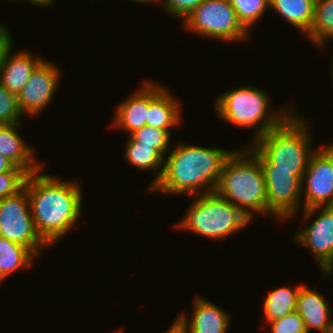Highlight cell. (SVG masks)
I'll return each mask as SVG.
<instances>
[{
    "label": "cell",
    "instance_id": "cell-27",
    "mask_svg": "<svg viewBox=\"0 0 333 333\" xmlns=\"http://www.w3.org/2000/svg\"><path fill=\"white\" fill-rule=\"evenodd\" d=\"M27 176L26 171L0 173V200L19 192L24 187Z\"/></svg>",
    "mask_w": 333,
    "mask_h": 333
},
{
    "label": "cell",
    "instance_id": "cell-30",
    "mask_svg": "<svg viewBox=\"0 0 333 333\" xmlns=\"http://www.w3.org/2000/svg\"><path fill=\"white\" fill-rule=\"evenodd\" d=\"M7 27L0 26V68L6 51L13 45V38Z\"/></svg>",
    "mask_w": 333,
    "mask_h": 333
},
{
    "label": "cell",
    "instance_id": "cell-5",
    "mask_svg": "<svg viewBox=\"0 0 333 333\" xmlns=\"http://www.w3.org/2000/svg\"><path fill=\"white\" fill-rule=\"evenodd\" d=\"M268 92L260 88L248 86L236 87L221 93L215 101L217 116L226 123L244 128L256 126L252 142L269 130L277 127L293 109L269 112ZM272 113V114H271Z\"/></svg>",
    "mask_w": 333,
    "mask_h": 333
},
{
    "label": "cell",
    "instance_id": "cell-4",
    "mask_svg": "<svg viewBox=\"0 0 333 333\" xmlns=\"http://www.w3.org/2000/svg\"><path fill=\"white\" fill-rule=\"evenodd\" d=\"M303 118L292 111L277 127L250 143L248 148L257 156L260 165H275V169L284 170H306L316 150L311 149L308 121L306 123Z\"/></svg>",
    "mask_w": 333,
    "mask_h": 333
},
{
    "label": "cell",
    "instance_id": "cell-18",
    "mask_svg": "<svg viewBox=\"0 0 333 333\" xmlns=\"http://www.w3.org/2000/svg\"><path fill=\"white\" fill-rule=\"evenodd\" d=\"M125 100V101H124ZM116 108L113 127L122 129L127 134L133 133L146 125L148 110V81L145 80L141 87L124 99Z\"/></svg>",
    "mask_w": 333,
    "mask_h": 333
},
{
    "label": "cell",
    "instance_id": "cell-32",
    "mask_svg": "<svg viewBox=\"0 0 333 333\" xmlns=\"http://www.w3.org/2000/svg\"><path fill=\"white\" fill-rule=\"evenodd\" d=\"M165 333H188L186 328L180 323L178 319Z\"/></svg>",
    "mask_w": 333,
    "mask_h": 333
},
{
    "label": "cell",
    "instance_id": "cell-25",
    "mask_svg": "<svg viewBox=\"0 0 333 333\" xmlns=\"http://www.w3.org/2000/svg\"><path fill=\"white\" fill-rule=\"evenodd\" d=\"M170 134V130H161L145 125L144 127L135 130L129 136L134 141L141 142V144L151 145V147L154 148L164 158L165 153L170 150Z\"/></svg>",
    "mask_w": 333,
    "mask_h": 333
},
{
    "label": "cell",
    "instance_id": "cell-13",
    "mask_svg": "<svg viewBox=\"0 0 333 333\" xmlns=\"http://www.w3.org/2000/svg\"><path fill=\"white\" fill-rule=\"evenodd\" d=\"M181 103L164 85L148 81L146 125L171 130L181 122Z\"/></svg>",
    "mask_w": 333,
    "mask_h": 333
},
{
    "label": "cell",
    "instance_id": "cell-19",
    "mask_svg": "<svg viewBox=\"0 0 333 333\" xmlns=\"http://www.w3.org/2000/svg\"><path fill=\"white\" fill-rule=\"evenodd\" d=\"M315 0H270L275 10L290 25L307 35L314 20Z\"/></svg>",
    "mask_w": 333,
    "mask_h": 333
},
{
    "label": "cell",
    "instance_id": "cell-12",
    "mask_svg": "<svg viewBox=\"0 0 333 333\" xmlns=\"http://www.w3.org/2000/svg\"><path fill=\"white\" fill-rule=\"evenodd\" d=\"M58 66L44 60L34 69L21 92L17 95L18 106L22 113L38 115L53 99L60 82Z\"/></svg>",
    "mask_w": 333,
    "mask_h": 333
},
{
    "label": "cell",
    "instance_id": "cell-7",
    "mask_svg": "<svg viewBox=\"0 0 333 333\" xmlns=\"http://www.w3.org/2000/svg\"><path fill=\"white\" fill-rule=\"evenodd\" d=\"M187 31L224 41H246L248 32L229 0H204L182 22Z\"/></svg>",
    "mask_w": 333,
    "mask_h": 333
},
{
    "label": "cell",
    "instance_id": "cell-26",
    "mask_svg": "<svg viewBox=\"0 0 333 333\" xmlns=\"http://www.w3.org/2000/svg\"><path fill=\"white\" fill-rule=\"evenodd\" d=\"M21 115L17 95L10 93L0 83V125L20 123Z\"/></svg>",
    "mask_w": 333,
    "mask_h": 333
},
{
    "label": "cell",
    "instance_id": "cell-11",
    "mask_svg": "<svg viewBox=\"0 0 333 333\" xmlns=\"http://www.w3.org/2000/svg\"><path fill=\"white\" fill-rule=\"evenodd\" d=\"M303 209L333 206V146L328 144L311 155L301 181ZM306 183V184H305Z\"/></svg>",
    "mask_w": 333,
    "mask_h": 333
},
{
    "label": "cell",
    "instance_id": "cell-22",
    "mask_svg": "<svg viewBox=\"0 0 333 333\" xmlns=\"http://www.w3.org/2000/svg\"><path fill=\"white\" fill-rule=\"evenodd\" d=\"M301 285L279 287L269 292L264 300L263 312L267 322L283 318L287 314L296 311L297 295Z\"/></svg>",
    "mask_w": 333,
    "mask_h": 333
},
{
    "label": "cell",
    "instance_id": "cell-29",
    "mask_svg": "<svg viewBox=\"0 0 333 333\" xmlns=\"http://www.w3.org/2000/svg\"><path fill=\"white\" fill-rule=\"evenodd\" d=\"M203 1L204 0H158L157 3H161L162 9L168 14L177 19H181L183 22Z\"/></svg>",
    "mask_w": 333,
    "mask_h": 333
},
{
    "label": "cell",
    "instance_id": "cell-3",
    "mask_svg": "<svg viewBox=\"0 0 333 333\" xmlns=\"http://www.w3.org/2000/svg\"><path fill=\"white\" fill-rule=\"evenodd\" d=\"M215 192L251 220L253 214L267 215L264 173L248 147L245 151L234 150L225 161Z\"/></svg>",
    "mask_w": 333,
    "mask_h": 333
},
{
    "label": "cell",
    "instance_id": "cell-20",
    "mask_svg": "<svg viewBox=\"0 0 333 333\" xmlns=\"http://www.w3.org/2000/svg\"><path fill=\"white\" fill-rule=\"evenodd\" d=\"M127 136L124 158L132 166L141 170L154 171L156 176L148 187L150 189L162 176L164 158L151 145L141 144L139 141H134L129 135Z\"/></svg>",
    "mask_w": 333,
    "mask_h": 333
},
{
    "label": "cell",
    "instance_id": "cell-1",
    "mask_svg": "<svg viewBox=\"0 0 333 333\" xmlns=\"http://www.w3.org/2000/svg\"><path fill=\"white\" fill-rule=\"evenodd\" d=\"M41 170L28 174L25 187L36 231L52 246L80 219L83 196L78 182L62 181Z\"/></svg>",
    "mask_w": 333,
    "mask_h": 333
},
{
    "label": "cell",
    "instance_id": "cell-6",
    "mask_svg": "<svg viewBox=\"0 0 333 333\" xmlns=\"http://www.w3.org/2000/svg\"><path fill=\"white\" fill-rule=\"evenodd\" d=\"M251 222L240 209L216 192L196 195L178 227L208 239L221 240Z\"/></svg>",
    "mask_w": 333,
    "mask_h": 333
},
{
    "label": "cell",
    "instance_id": "cell-33",
    "mask_svg": "<svg viewBox=\"0 0 333 333\" xmlns=\"http://www.w3.org/2000/svg\"><path fill=\"white\" fill-rule=\"evenodd\" d=\"M28 1L30 4L34 5V6H38L40 8L42 7H48L50 5H52V3L54 4V1H57V0H26Z\"/></svg>",
    "mask_w": 333,
    "mask_h": 333
},
{
    "label": "cell",
    "instance_id": "cell-16",
    "mask_svg": "<svg viewBox=\"0 0 333 333\" xmlns=\"http://www.w3.org/2000/svg\"><path fill=\"white\" fill-rule=\"evenodd\" d=\"M12 47L6 51L0 68V83L10 92L18 95L27 83L34 69L44 60L34 57L28 51L12 54Z\"/></svg>",
    "mask_w": 333,
    "mask_h": 333
},
{
    "label": "cell",
    "instance_id": "cell-34",
    "mask_svg": "<svg viewBox=\"0 0 333 333\" xmlns=\"http://www.w3.org/2000/svg\"><path fill=\"white\" fill-rule=\"evenodd\" d=\"M130 1H133V2H138V3H155L158 2V0H130Z\"/></svg>",
    "mask_w": 333,
    "mask_h": 333
},
{
    "label": "cell",
    "instance_id": "cell-23",
    "mask_svg": "<svg viewBox=\"0 0 333 333\" xmlns=\"http://www.w3.org/2000/svg\"><path fill=\"white\" fill-rule=\"evenodd\" d=\"M306 36L321 49L326 41L333 40V0H315L314 20Z\"/></svg>",
    "mask_w": 333,
    "mask_h": 333
},
{
    "label": "cell",
    "instance_id": "cell-10",
    "mask_svg": "<svg viewBox=\"0 0 333 333\" xmlns=\"http://www.w3.org/2000/svg\"><path fill=\"white\" fill-rule=\"evenodd\" d=\"M322 208V209H321ZM321 209L319 216L307 227L296 232L293 241L310 249L324 275L333 274V206H319L304 210V218Z\"/></svg>",
    "mask_w": 333,
    "mask_h": 333
},
{
    "label": "cell",
    "instance_id": "cell-17",
    "mask_svg": "<svg viewBox=\"0 0 333 333\" xmlns=\"http://www.w3.org/2000/svg\"><path fill=\"white\" fill-rule=\"evenodd\" d=\"M18 127H20V123L0 125V154L9 159L16 167L31 174L42 169V165L34 158L33 147L25 144L26 142L21 138Z\"/></svg>",
    "mask_w": 333,
    "mask_h": 333
},
{
    "label": "cell",
    "instance_id": "cell-21",
    "mask_svg": "<svg viewBox=\"0 0 333 333\" xmlns=\"http://www.w3.org/2000/svg\"><path fill=\"white\" fill-rule=\"evenodd\" d=\"M37 258L27 247L0 237V280L22 268H31Z\"/></svg>",
    "mask_w": 333,
    "mask_h": 333
},
{
    "label": "cell",
    "instance_id": "cell-31",
    "mask_svg": "<svg viewBox=\"0 0 333 333\" xmlns=\"http://www.w3.org/2000/svg\"><path fill=\"white\" fill-rule=\"evenodd\" d=\"M7 171H25L24 169L16 167L9 159L0 154V173Z\"/></svg>",
    "mask_w": 333,
    "mask_h": 333
},
{
    "label": "cell",
    "instance_id": "cell-8",
    "mask_svg": "<svg viewBox=\"0 0 333 333\" xmlns=\"http://www.w3.org/2000/svg\"><path fill=\"white\" fill-rule=\"evenodd\" d=\"M0 237L27 247L36 257L49 247L36 231L25 185L0 200Z\"/></svg>",
    "mask_w": 333,
    "mask_h": 333
},
{
    "label": "cell",
    "instance_id": "cell-14",
    "mask_svg": "<svg viewBox=\"0 0 333 333\" xmlns=\"http://www.w3.org/2000/svg\"><path fill=\"white\" fill-rule=\"evenodd\" d=\"M193 308L190 321L184 312L177 316L188 333H227L230 316L219 306L197 296Z\"/></svg>",
    "mask_w": 333,
    "mask_h": 333
},
{
    "label": "cell",
    "instance_id": "cell-28",
    "mask_svg": "<svg viewBox=\"0 0 333 333\" xmlns=\"http://www.w3.org/2000/svg\"><path fill=\"white\" fill-rule=\"evenodd\" d=\"M267 323L270 324L272 333H307L304 321L297 311Z\"/></svg>",
    "mask_w": 333,
    "mask_h": 333
},
{
    "label": "cell",
    "instance_id": "cell-9",
    "mask_svg": "<svg viewBox=\"0 0 333 333\" xmlns=\"http://www.w3.org/2000/svg\"><path fill=\"white\" fill-rule=\"evenodd\" d=\"M267 195V215L277 220L292 218L301 208V181L306 170L275 169V165H261Z\"/></svg>",
    "mask_w": 333,
    "mask_h": 333
},
{
    "label": "cell",
    "instance_id": "cell-24",
    "mask_svg": "<svg viewBox=\"0 0 333 333\" xmlns=\"http://www.w3.org/2000/svg\"><path fill=\"white\" fill-rule=\"evenodd\" d=\"M238 21L248 31L270 9V0H229ZM250 28V29H249Z\"/></svg>",
    "mask_w": 333,
    "mask_h": 333
},
{
    "label": "cell",
    "instance_id": "cell-15",
    "mask_svg": "<svg viewBox=\"0 0 333 333\" xmlns=\"http://www.w3.org/2000/svg\"><path fill=\"white\" fill-rule=\"evenodd\" d=\"M331 308L323 295L302 285L297 295L296 311L302 317L307 333L316 329L319 333H331L333 321Z\"/></svg>",
    "mask_w": 333,
    "mask_h": 333
},
{
    "label": "cell",
    "instance_id": "cell-2",
    "mask_svg": "<svg viewBox=\"0 0 333 333\" xmlns=\"http://www.w3.org/2000/svg\"><path fill=\"white\" fill-rule=\"evenodd\" d=\"M232 152L178 142L164 157L161 178L148 191L194 196L215 192L224 163Z\"/></svg>",
    "mask_w": 333,
    "mask_h": 333
}]
</instances>
